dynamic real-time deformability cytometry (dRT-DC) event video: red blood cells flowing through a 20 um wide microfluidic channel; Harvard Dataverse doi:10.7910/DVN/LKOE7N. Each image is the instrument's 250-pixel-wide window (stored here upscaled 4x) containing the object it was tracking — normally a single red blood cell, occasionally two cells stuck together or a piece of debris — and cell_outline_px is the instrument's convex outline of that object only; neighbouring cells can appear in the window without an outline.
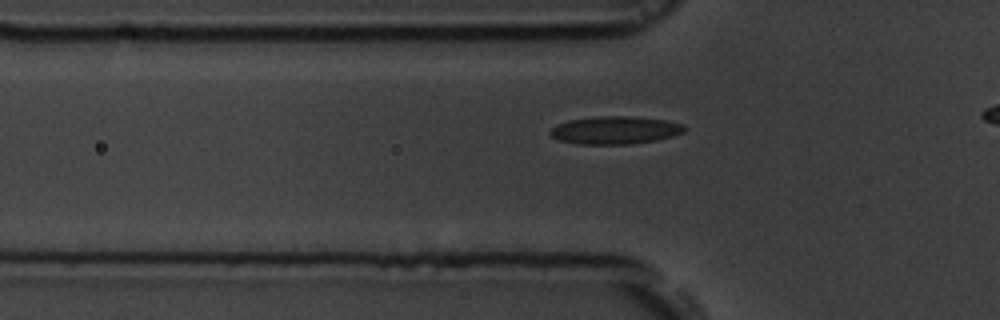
{"species": "common noctule bat (a hibernating species)", "species_latin": "Nyctalus noctula", "temperature_condition": "room temperature", "stored_images_in_passage": 38, "camera_frame_rate_fps": 3000, "um_per_image_px": 0.085, "animal": {"sex": "male", "body_mass_g": 19.5, "forearm_length_mm": 54.6}, "frame": {"image": 1, "passage_image": 12, "time_ms": 3.667, "image_size_px": [1000, 320], "cell_outline_px": [[688, 128], [684, 132], [672, 136], [656, 140], [632, 144], [576, 144], [560, 140], [552, 136], [548, 132], [556, 124], [568, 120], [596, 116], [632, 116], [664, 120], [684, 124]], "centroid_in_image_um": [52.29, 11.06], "position_along_channel_um": 73.5, "area_um2": 21.91}}
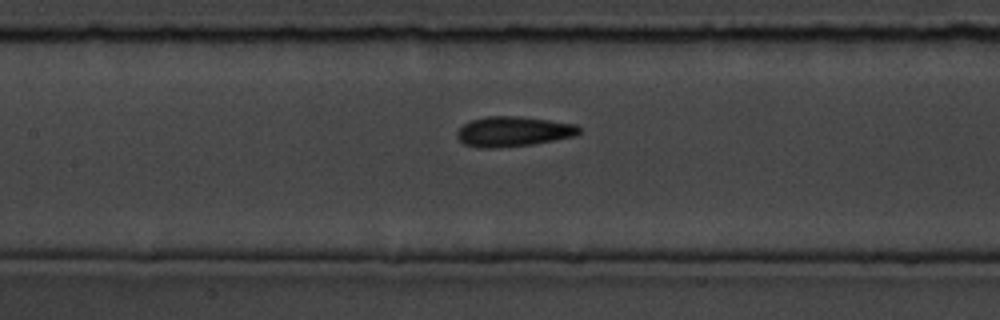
{"frame": {"image": 2, "passage_image": 19, "time_ms": 6.0, "image_size_px": [1000, 320], "cell_outline_px": [[580, 132], [576, 136], [532, 144], [488, 148], [480, 148], [464, 144], [456, 136], [456, 132], [464, 124], [472, 120], [484, 116], [520, 116], [576, 124], [580, 128]], "centroid_in_image_um": [43.62, 11.17], "position_along_channel_um": 163.8, "area_um2": 21.27}}
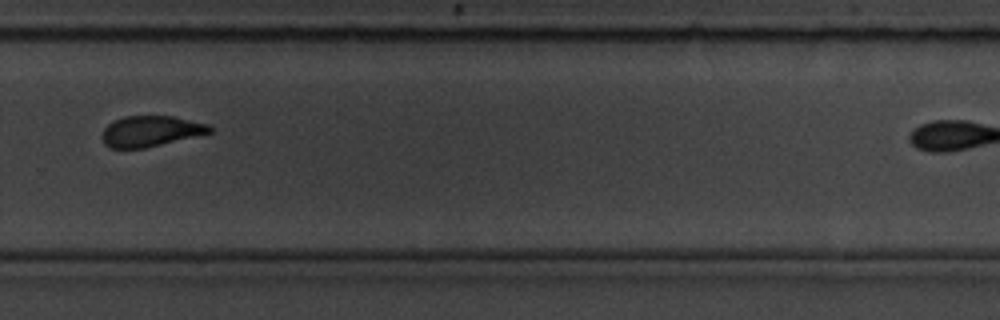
{"frame": {"image": 3, "passage_image": 31, "time_ms": 10.0, "image_size_px": [1000, 320], "cell_outline_px": [[212, 132], [144, 148], [112, 148], [104, 144], [100, 136], [104, 128], [112, 120], [124, 116], [172, 116], [208, 124], [212, 128]], "centroid_in_image_um": [12.75, 11.14], "position_along_channel_um": 317.1, "area_um2": 19.19}}